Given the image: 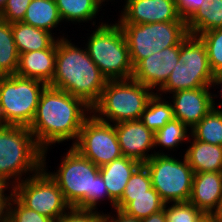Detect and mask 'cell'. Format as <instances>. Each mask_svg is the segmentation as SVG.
Wrapping results in <instances>:
<instances>
[{"label":"cell","mask_w":222,"mask_h":222,"mask_svg":"<svg viewBox=\"0 0 222 222\" xmlns=\"http://www.w3.org/2000/svg\"><path fill=\"white\" fill-rule=\"evenodd\" d=\"M91 114L92 108L82 99L47 85L28 128L43 150V156H47L56 143L60 145L72 140L73 146L84 121Z\"/></svg>","instance_id":"1"},{"label":"cell","mask_w":222,"mask_h":222,"mask_svg":"<svg viewBox=\"0 0 222 222\" xmlns=\"http://www.w3.org/2000/svg\"><path fill=\"white\" fill-rule=\"evenodd\" d=\"M68 148L54 171L46 165L48 156H43V169L57 183L67 203L76 209L98 211L102 201L107 200L115 209L116 203L109 196L99 167L72 146Z\"/></svg>","instance_id":"2"},{"label":"cell","mask_w":222,"mask_h":222,"mask_svg":"<svg viewBox=\"0 0 222 222\" xmlns=\"http://www.w3.org/2000/svg\"><path fill=\"white\" fill-rule=\"evenodd\" d=\"M72 40L65 37L56 41L55 73L48 86L66 91L92 108L108 80L90 58L84 44L76 45Z\"/></svg>","instance_id":"3"},{"label":"cell","mask_w":222,"mask_h":222,"mask_svg":"<svg viewBox=\"0 0 222 222\" xmlns=\"http://www.w3.org/2000/svg\"><path fill=\"white\" fill-rule=\"evenodd\" d=\"M42 168L43 150L29 128L0 125V176L14 187Z\"/></svg>","instance_id":"4"},{"label":"cell","mask_w":222,"mask_h":222,"mask_svg":"<svg viewBox=\"0 0 222 222\" xmlns=\"http://www.w3.org/2000/svg\"><path fill=\"white\" fill-rule=\"evenodd\" d=\"M106 19L94 29L83 42L88 55L107 80L130 79L134 67L130 59L125 34L117 21Z\"/></svg>","instance_id":"5"},{"label":"cell","mask_w":222,"mask_h":222,"mask_svg":"<svg viewBox=\"0 0 222 222\" xmlns=\"http://www.w3.org/2000/svg\"><path fill=\"white\" fill-rule=\"evenodd\" d=\"M155 92L135 79L108 80L92 114L99 120L116 124L140 120Z\"/></svg>","instance_id":"6"},{"label":"cell","mask_w":222,"mask_h":222,"mask_svg":"<svg viewBox=\"0 0 222 222\" xmlns=\"http://www.w3.org/2000/svg\"><path fill=\"white\" fill-rule=\"evenodd\" d=\"M119 25L125 34L133 67L152 53L179 45L189 35L186 21Z\"/></svg>","instance_id":"7"},{"label":"cell","mask_w":222,"mask_h":222,"mask_svg":"<svg viewBox=\"0 0 222 222\" xmlns=\"http://www.w3.org/2000/svg\"><path fill=\"white\" fill-rule=\"evenodd\" d=\"M46 86L36 79L8 76L0 86V125L29 127Z\"/></svg>","instance_id":"8"},{"label":"cell","mask_w":222,"mask_h":222,"mask_svg":"<svg viewBox=\"0 0 222 222\" xmlns=\"http://www.w3.org/2000/svg\"><path fill=\"white\" fill-rule=\"evenodd\" d=\"M144 165L149 170L152 187L166 204L189 202L194 171L184 155L154 154Z\"/></svg>","instance_id":"9"},{"label":"cell","mask_w":222,"mask_h":222,"mask_svg":"<svg viewBox=\"0 0 222 222\" xmlns=\"http://www.w3.org/2000/svg\"><path fill=\"white\" fill-rule=\"evenodd\" d=\"M13 195L27 208L54 221L71 208L57 183L43 168L15 185Z\"/></svg>","instance_id":"10"},{"label":"cell","mask_w":222,"mask_h":222,"mask_svg":"<svg viewBox=\"0 0 222 222\" xmlns=\"http://www.w3.org/2000/svg\"><path fill=\"white\" fill-rule=\"evenodd\" d=\"M72 147L99 168L123 156L114 124L101 121L93 114L84 121Z\"/></svg>","instance_id":"11"},{"label":"cell","mask_w":222,"mask_h":222,"mask_svg":"<svg viewBox=\"0 0 222 222\" xmlns=\"http://www.w3.org/2000/svg\"><path fill=\"white\" fill-rule=\"evenodd\" d=\"M118 24H147L185 21L176 9L175 0H127L121 4Z\"/></svg>","instance_id":"12"},{"label":"cell","mask_w":222,"mask_h":222,"mask_svg":"<svg viewBox=\"0 0 222 222\" xmlns=\"http://www.w3.org/2000/svg\"><path fill=\"white\" fill-rule=\"evenodd\" d=\"M179 55L180 44L152 53L134 67L132 78L156 93L166 83L179 61Z\"/></svg>","instance_id":"13"},{"label":"cell","mask_w":222,"mask_h":222,"mask_svg":"<svg viewBox=\"0 0 222 222\" xmlns=\"http://www.w3.org/2000/svg\"><path fill=\"white\" fill-rule=\"evenodd\" d=\"M114 126L123 156L144 164L155 154V133L140 120L123 121Z\"/></svg>","instance_id":"14"},{"label":"cell","mask_w":222,"mask_h":222,"mask_svg":"<svg viewBox=\"0 0 222 222\" xmlns=\"http://www.w3.org/2000/svg\"><path fill=\"white\" fill-rule=\"evenodd\" d=\"M167 99L172 104L174 118L190 130L213 109L210 87L173 92Z\"/></svg>","instance_id":"15"},{"label":"cell","mask_w":222,"mask_h":222,"mask_svg":"<svg viewBox=\"0 0 222 222\" xmlns=\"http://www.w3.org/2000/svg\"><path fill=\"white\" fill-rule=\"evenodd\" d=\"M55 64L56 42L48 49L20 54L16 75L49 85L54 77Z\"/></svg>","instance_id":"16"},{"label":"cell","mask_w":222,"mask_h":222,"mask_svg":"<svg viewBox=\"0 0 222 222\" xmlns=\"http://www.w3.org/2000/svg\"><path fill=\"white\" fill-rule=\"evenodd\" d=\"M212 78L213 73L210 68L187 67L183 60L179 58L166 83L156 94L167 97L168 94L170 95L181 90L210 87Z\"/></svg>","instance_id":"17"},{"label":"cell","mask_w":222,"mask_h":222,"mask_svg":"<svg viewBox=\"0 0 222 222\" xmlns=\"http://www.w3.org/2000/svg\"><path fill=\"white\" fill-rule=\"evenodd\" d=\"M222 198V172L194 173L189 202L206 216Z\"/></svg>","instance_id":"18"},{"label":"cell","mask_w":222,"mask_h":222,"mask_svg":"<svg viewBox=\"0 0 222 222\" xmlns=\"http://www.w3.org/2000/svg\"><path fill=\"white\" fill-rule=\"evenodd\" d=\"M55 3L63 24H70L71 26V23L80 25V23L91 22L89 26L93 29L92 27L105 23L102 20L103 15H99L100 11L105 7L100 0H55ZM96 18L101 20L97 21Z\"/></svg>","instance_id":"19"},{"label":"cell","mask_w":222,"mask_h":222,"mask_svg":"<svg viewBox=\"0 0 222 222\" xmlns=\"http://www.w3.org/2000/svg\"><path fill=\"white\" fill-rule=\"evenodd\" d=\"M186 147L184 156L194 173L222 172V146L201 142L191 135Z\"/></svg>","instance_id":"20"},{"label":"cell","mask_w":222,"mask_h":222,"mask_svg":"<svg viewBox=\"0 0 222 222\" xmlns=\"http://www.w3.org/2000/svg\"><path fill=\"white\" fill-rule=\"evenodd\" d=\"M140 165L138 161L122 156L99 168L109 196L115 203L121 199L131 175Z\"/></svg>","instance_id":"21"},{"label":"cell","mask_w":222,"mask_h":222,"mask_svg":"<svg viewBox=\"0 0 222 222\" xmlns=\"http://www.w3.org/2000/svg\"><path fill=\"white\" fill-rule=\"evenodd\" d=\"M12 31L19 55L31 51L48 49L58 39L69 36L60 31L58 34L61 35L57 37V35L55 36L44 29L36 28L22 22L12 23Z\"/></svg>","instance_id":"22"},{"label":"cell","mask_w":222,"mask_h":222,"mask_svg":"<svg viewBox=\"0 0 222 222\" xmlns=\"http://www.w3.org/2000/svg\"><path fill=\"white\" fill-rule=\"evenodd\" d=\"M22 23L44 29L54 35L63 24L55 0H32L28 6Z\"/></svg>","instance_id":"23"},{"label":"cell","mask_w":222,"mask_h":222,"mask_svg":"<svg viewBox=\"0 0 222 222\" xmlns=\"http://www.w3.org/2000/svg\"><path fill=\"white\" fill-rule=\"evenodd\" d=\"M190 136L191 130L184 123L173 118L164 127L155 132L154 152L156 155H168V153L170 155L188 143ZM155 149H157V152Z\"/></svg>","instance_id":"24"},{"label":"cell","mask_w":222,"mask_h":222,"mask_svg":"<svg viewBox=\"0 0 222 222\" xmlns=\"http://www.w3.org/2000/svg\"><path fill=\"white\" fill-rule=\"evenodd\" d=\"M166 203L152 187L149 194L140 196H122L115 209L137 219H144L153 213L163 210Z\"/></svg>","instance_id":"25"},{"label":"cell","mask_w":222,"mask_h":222,"mask_svg":"<svg viewBox=\"0 0 222 222\" xmlns=\"http://www.w3.org/2000/svg\"><path fill=\"white\" fill-rule=\"evenodd\" d=\"M188 33H201L222 28V0H204L201 8L186 22Z\"/></svg>","instance_id":"26"},{"label":"cell","mask_w":222,"mask_h":222,"mask_svg":"<svg viewBox=\"0 0 222 222\" xmlns=\"http://www.w3.org/2000/svg\"><path fill=\"white\" fill-rule=\"evenodd\" d=\"M174 118L173 107L167 97L154 94L141 114L140 121L154 133Z\"/></svg>","instance_id":"27"},{"label":"cell","mask_w":222,"mask_h":222,"mask_svg":"<svg viewBox=\"0 0 222 222\" xmlns=\"http://www.w3.org/2000/svg\"><path fill=\"white\" fill-rule=\"evenodd\" d=\"M19 56L14 42L12 24L0 19V68L9 76L16 74Z\"/></svg>","instance_id":"28"},{"label":"cell","mask_w":222,"mask_h":222,"mask_svg":"<svg viewBox=\"0 0 222 222\" xmlns=\"http://www.w3.org/2000/svg\"><path fill=\"white\" fill-rule=\"evenodd\" d=\"M191 135L201 142L222 146V112L212 109L191 129Z\"/></svg>","instance_id":"29"},{"label":"cell","mask_w":222,"mask_h":222,"mask_svg":"<svg viewBox=\"0 0 222 222\" xmlns=\"http://www.w3.org/2000/svg\"><path fill=\"white\" fill-rule=\"evenodd\" d=\"M179 58L187 67L210 68L206 47L198 36L189 34L180 43Z\"/></svg>","instance_id":"30"},{"label":"cell","mask_w":222,"mask_h":222,"mask_svg":"<svg viewBox=\"0 0 222 222\" xmlns=\"http://www.w3.org/2000/svg\"><path fill=\"white\" fill-rule=\"evenodd\" d=\"M198 37L206 47L212 73L222 72V28L201 33Z\"/></svg>","instance_id":"31"},{"label":"cell","mask_w":222,"mask_h":222,"mask_svg":"<svg viewBox=\"0 0 222 222\" xmlns=\"http://www.w3.org/2000/svg\"><path fill=\"white\" fill-rule=\"evenodd\" d=\"M167 222H205L207 216L190 202L168 203L164 207Z\"/></svg>","instance_id":"32"},{"label":"cell","mask_w":222,"mask_h":222,"mask_svg":"<svg viewBox=\"0 0 222 222\" xmlns=\"http://www.w3.org/2000/svg\"><path fill=\"white\" fill-rule=\"evenodd\" d=\"M7 222H55L24 206L14 195L8 202Z\"/></svg>","instance_id":"33"},{"label":"cell","mask_w":222,"mask_h":222,"mask_svg":"<svg viewBox=\"0 0 222 222\" xmlns=\"http://www.w3.org/2000/svg\"><path fill=\"white\" fill-rule=\"evenodd\" d=\"M152 181L149 170L141 164L131 175L122 196H140L149 194Z\"/></svg>","instance_id":"34"},{"label":"cell","mask_w":222,"mask_h":222,"mask_svg":"<svg viewBox=\"0 0 222 222\" xmlns=\"http://www.w3.org/2000/svg\"><path fill=\"white\" fill-rule=\"evenodd\" d=\"M31 1L32 0H7L4 9L0 12V19L10 24L22 22Z\"/></svg>","instance_id":"35"},{"label":"cell","mask_w":222,"mask_h":222,"mask_svg":"<svg viewBox=\"0 0 222 222\" xmlns=\"http://www.w3.org/2000/svg\"><path fill=\"white\" fill-rule=\"evenodd\" d=\"M103 211L76 209L71 207L55 222H101Z\"/></svg>","instance_id":"36"},{"label":"cell","mask_w":222,"mask_h":222,"mask_svg":"<svg viewBox=\"0 0 222 222\" xmlns=\"http://www.w3.org/2000/svg\"><path fill=\"white\" fill-rule=\"evenodd\" d=\"M204 0H175L179 16L186 22L201 8Z\"/></svg>","instance_id":"37"},{"label":"cell","mask_w":222,"mask_h":222,"mask_svg":"<svg viewBox=\"0 0 222 222\" xmlns=\"http://www.w3.org/2000/svg\"><path fill=\"white\" fill-rule=\"evenodd\" d=\"M210 88H211V90L213 89V91H215V89L216 90L219 89V90H217V93L219 95L217 93L214 94L215 92L212 91V106H213V110L218 111V112H222V102H221L222 101L221 100V98H222V72L213 74ZM217 98L220 99L219 102L216 101Z\"/></svg>","instance_id":"38"},{"label":"cell","mask_w":222,"mask_h":222,"mask_svg":"<svg viewBox=\"0 0 222 222\" xmlns=\"http://www.w3.org/2000/svg\"><path fill=\"white\" fill-rule=\"evenodd\" d=\"M115 213L103 212L101 222H141L140 219L129 216L122 212L121 210L114 209ZM113 215V216H112Z\"/></svg>","instance_id":"39"},{"label":"cell","mask_w":222,"mask_h":222,"mask_svg":"<svg viewBox=\"0 0 222 222\" xmlns=\"http://www.w3.org/2000/svg\"><path fill=\"white\" fill-rule=\"evenodd\" d=\"M12 195H0V222H7L8 202Z\"/></svg>","instance_id":"40"},{"label":"cell","mask_w":222,"mask_h":222,"mask_svg":"<svg viewBox=\"0 0 222 222\" xmlns=\"http://www.w3.org/2000/svg\"><path fill=\"white\" fill-rule=\"evenodd\" d=\"M210 222H222V198L216 204V207L207 216Z\"/></svg>","instance_id":"41"},{"label":"cell","mask_w":222,"mask_h":222,"mask_svg":"<svg viewBox=\"0 0 222 222\" xmlns=\"http://www.w3.org/2000/svg\"><path fill=\"white\" fill-rule=\"evenodd\" d=\"M141 222H167L165 209L153 213L147 218L141 219Z\"/></svg>","instance_id":"42"},{"label":"cell","mask_w":222,"mask_h":222,"mask_svg":"<svg viewBox=\"0 0 222 222\" xmlns=\"http://www.w3.org/2000/svg\"><path fill=\"white\" fill-rule=\"evenodd\" d=\"M0 195H13V186L2 176H0Z\"/></svg>","instance_id":"43"},{"label":"cell","mask_w":222,"mask_h":222,"mask_svg":"<svg viewBox=\"0 0 222 222\" xmlns=\"http://www.w3.org/2000/svg\"><path fill=\"white\" fill-rule=\"evenodd\" d=\"M8 74L0 68V86L8 78Z\"/></svg>","instance_id":"44"},{"label":"cell","mask_w":222,"mask_h":222,"mask_svg":"<svg viewBox=\"0 0 222 222\" xmlns=\"http://www.w3.org/2000/svg\"><path fill=\"white\" fill-rule=\"evenodd\" d=\"M109 1L111 2V5H113V3L115 4V3H117V2H115V0H100V2L104 5V6H106L107 4H109ZM117 1V0H116ZM124 2L123 3H125L127 0H123ZM108 2V3H107ZM113 2V3H112Z\"/></svg>","instance_id":"45"},{"label":"cell","mask_w":222,"mask_h":222,"mask_svg":"<svg viewBox=\"0 0 222 222\" xmlns=\"http://www.w3.org/2000/svg\"><path fill=\"white\" fill-rule=\"evenodd\" d=\"M7 0H0V12L4 9Z\"/></svg>","instance_id":"46"}]
</instances>
